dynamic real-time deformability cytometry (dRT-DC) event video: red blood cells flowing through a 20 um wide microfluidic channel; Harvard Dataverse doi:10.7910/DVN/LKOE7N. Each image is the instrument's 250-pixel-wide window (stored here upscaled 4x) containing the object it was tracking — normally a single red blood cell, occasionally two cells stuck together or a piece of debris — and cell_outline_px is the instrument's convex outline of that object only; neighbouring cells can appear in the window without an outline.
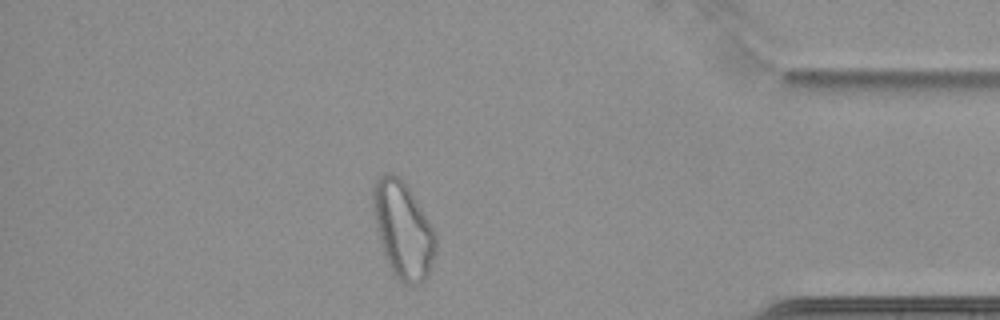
{"species": "common noctule bat (a hibernating species)", "species_latin": "Nyctalus noctula", "temperature_condition": "cold", "stored_images_in_passage": 57, "camera_frame_rate_fps": 3000, "um_per_image_px": 0.085, "animal": {"sex": "female", "body_mass_g": 22.7, "forearm_length_mm": 54.2}, "frame": {"image": 1, "passage_image": 49, "time_ms": 16.0, "image_size_px": [1000, 320], "cell_outline_px": [[436, 252], [428, 276], [420, 284], [412, 288], [404, 284], [392, 272], [384, 256], [380, 244], [372, 208], [372, 184], [384, 172], [392, 172], [400, 176], [408, 188], [432, 228], [436, 236]], "centroid_in_image_um": [34.23, 19.57], "position_along_channel_um": 401.0, "area_um2": 35.43}}